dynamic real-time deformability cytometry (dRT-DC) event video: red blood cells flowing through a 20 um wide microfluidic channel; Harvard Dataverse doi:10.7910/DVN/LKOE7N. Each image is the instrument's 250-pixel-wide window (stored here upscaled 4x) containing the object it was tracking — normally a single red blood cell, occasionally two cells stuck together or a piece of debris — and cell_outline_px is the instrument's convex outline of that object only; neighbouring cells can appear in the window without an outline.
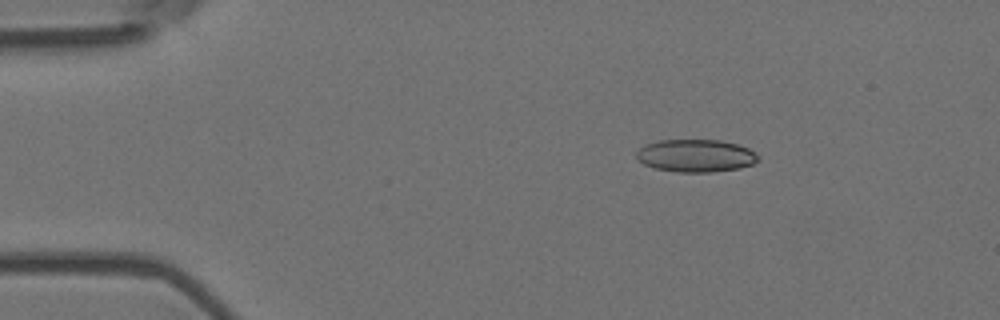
{"species": "Egyptian fruit bat (a non-hibernating species)", "species_latin": "Rousettus aegyptiacus", "temperature_condition": "room temperature", "stored_images_in_passage": 5, "camera_frame_rate_fps": 3000, "um_per_image_px": 0.085, "animal": {"sex": "female"}, "frame": {"image": 1, "passage_image": 3, "time_ms": 0.667, "image_size_px": [1000, 320], "cell_outline_px": [[760, 160], [752, 164], [740, 168], [712, 172], [676, 172], [656, 168], [644, 164], [636, 156], [636, 152], [644, 144], [660, 140], [720, 140], [736, 144], [748, 148], [760, 156]], "centroid_in_image_um": [59.16, 13.23], "position_along_channel_um": 25.8, "area_um2": 23.18}}